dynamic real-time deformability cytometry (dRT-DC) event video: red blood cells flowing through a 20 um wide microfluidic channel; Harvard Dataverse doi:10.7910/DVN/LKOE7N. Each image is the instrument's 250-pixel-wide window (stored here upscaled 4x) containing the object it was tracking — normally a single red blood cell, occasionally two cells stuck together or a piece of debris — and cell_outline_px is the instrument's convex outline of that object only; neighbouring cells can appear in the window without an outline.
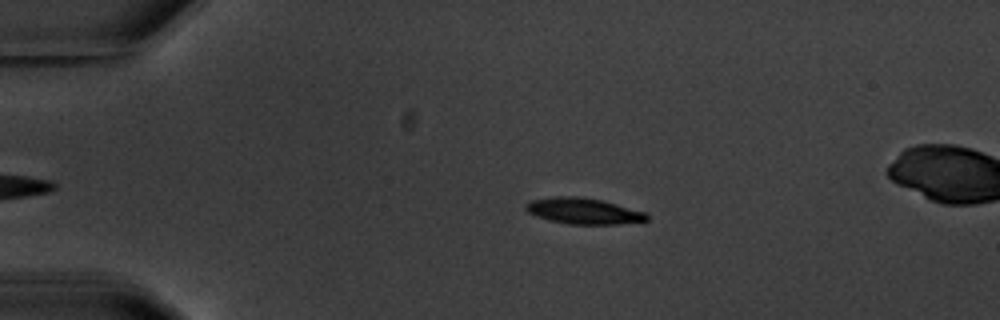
{"species": "common noctule bat (a hibernating species)", "species_latin": "Nyctalus noctula", "temperature_condition": "warm", "stored_images_in_passage": 4, "camera_frame_rate_fps": 3000, "um_per_image_px": 0.085, "animal": {"sex": "male", "body_mass_g": 20.1, "forearm_length_mm": 53.5}, "frame": {"image": 1, "passage_image": 2, "time_ms": 1.333, "image_size_px": [1000, 320], "cell_outline_px": [[648, 220], [616, 224], [568, 224], [548, 220], [536, 216], [528, 212], [524, 208], [524, 204], [532, 200], [552, 196], [584, 196], [616, 204], [644, 212], [648, 216]], "centroid_in_image_um": [49.52, 17.93], "position_along_channel_um": 35.5, "area_um2": 18.32}}